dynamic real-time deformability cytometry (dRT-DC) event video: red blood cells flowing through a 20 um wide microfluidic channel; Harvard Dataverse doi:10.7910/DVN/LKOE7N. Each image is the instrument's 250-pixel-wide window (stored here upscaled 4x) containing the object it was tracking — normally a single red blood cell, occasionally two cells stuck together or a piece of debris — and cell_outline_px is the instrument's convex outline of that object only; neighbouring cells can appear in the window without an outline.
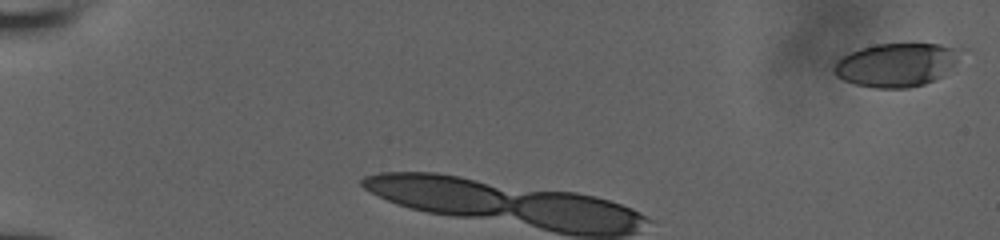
{"species": "human", "species_latin": "Homo sapiens", "temperature_condition": "room temperature", "stored_images_in_passage": 4, "camera_frame_rate_fps": 3000, "um_per_image_px": 0.085, "donor": {"sex": "male"}, "frame": {"image": 1, "passage_image": 1, "time_ms": 0.0, "image_size_px": [1000, 240], "cell_outline_px": [[960, 52], [956, 60], [944, 76], [924, 84], [908, 88], [876, 88], [856, 84], [844, 80], [836, 76], [832, 68], [848, 52], [860, 48], [876, 44], [940, 44], [952, 48]], "centroid_in_image_um": [76.15, 5.52], "position_along_channel_um": 8.8, "area_um2": 31.67}}